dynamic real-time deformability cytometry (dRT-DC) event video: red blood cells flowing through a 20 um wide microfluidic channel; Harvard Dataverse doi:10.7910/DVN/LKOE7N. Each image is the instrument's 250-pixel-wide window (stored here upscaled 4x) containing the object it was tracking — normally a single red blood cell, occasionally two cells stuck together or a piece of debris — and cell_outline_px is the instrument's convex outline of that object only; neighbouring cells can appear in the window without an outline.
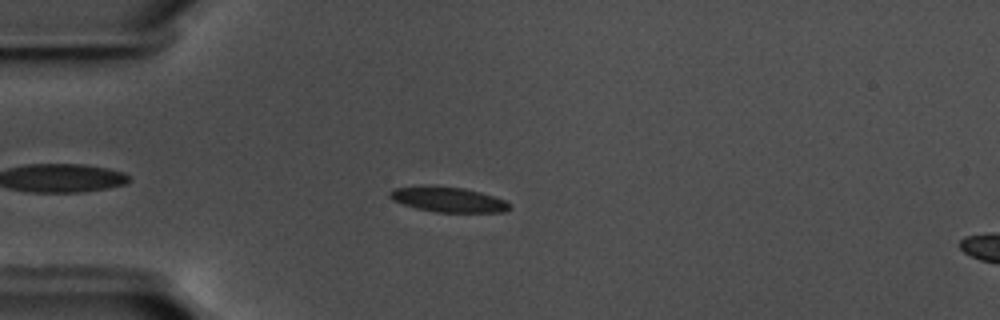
{"species": "common noctule bat (a hibernating species)", "species_latin": "Nyctalus noctula", "temperature_condition": "warm", "stored_images_in_passage": 49, "camera_frame_rate_fps": 3000, "um_per_image_px": 0.085, "animal": {"sex": "male", "body_mass_g": 17.5, "forearm_length_mm": 52.3}, "frame": {"image": 1, "passage_image": 7, "time_ms": 2.0, "image_size_px": [1000, 320], "cell_outline_px": [[512, 204], [504, 212], [436, 212], [416, 208], [392, 200], [388, 196], [388, 192], [396, 188], [464, 188], [480, 192], [504, 200]], "centroid_in_image_um": [38.14, 17.0], "position_along_channel_um": 46.9, "area_um2": 16.65}}
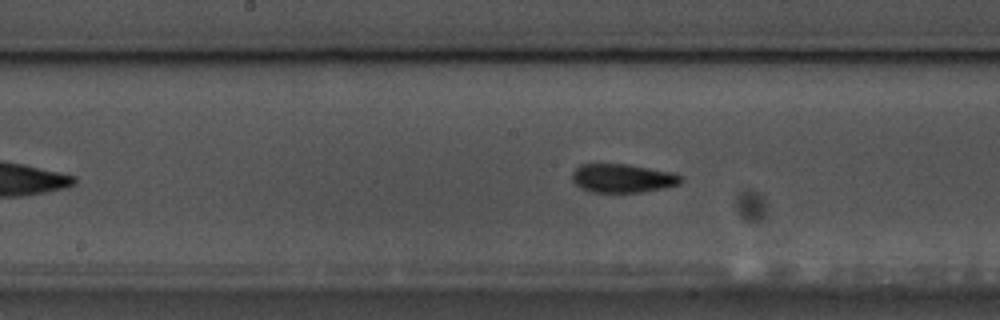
{"frame": {"image": 2, "passage_image": 21, "time_ms": 6.667, "image_size_px": [1000, 320], "cell_outline_px": [[684, 180], [680, 184], [664, 188], [640, 192], [592, 192], [580, 188], [572, 180], [572, 172], [580, 164], [628, 164], [672, 172], [680, 176]], "centroid_in_image_um": [52.92, 15.15], "position_along_channel_um": 195.3, "area_um2": 18.21}}
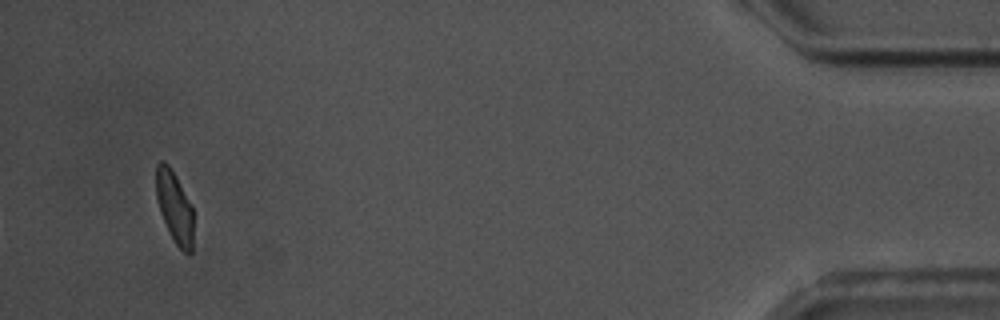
{"frame": {"image": 3, "passage_image": 46, "time_ms": 15.0, "image_size_px": [1000, 320], "cell_outline_px": [[192, 252], [184, 252], [176, 244], [160, 212], [156, 196], [156, 164], [160, 160], [164, 160], [168, 164], [176, 176], [192, 208]], "centroid_in_image_um": [14.81, 17.54], "position_along_channel_um": 420.4, "area_um2": 15.14}, "authors_computed_cell_mechanics": {"area_um2": 17.3978, "velocity_mm_per_s": 3.5883, "shape_relaxation_time_tau1_ms": 4.2221, "shape_relaxation_time_tau2_ms": 1.4633, "deformation_change_tau1": 0.1209, "deformation_change_tau2": 0.076}}